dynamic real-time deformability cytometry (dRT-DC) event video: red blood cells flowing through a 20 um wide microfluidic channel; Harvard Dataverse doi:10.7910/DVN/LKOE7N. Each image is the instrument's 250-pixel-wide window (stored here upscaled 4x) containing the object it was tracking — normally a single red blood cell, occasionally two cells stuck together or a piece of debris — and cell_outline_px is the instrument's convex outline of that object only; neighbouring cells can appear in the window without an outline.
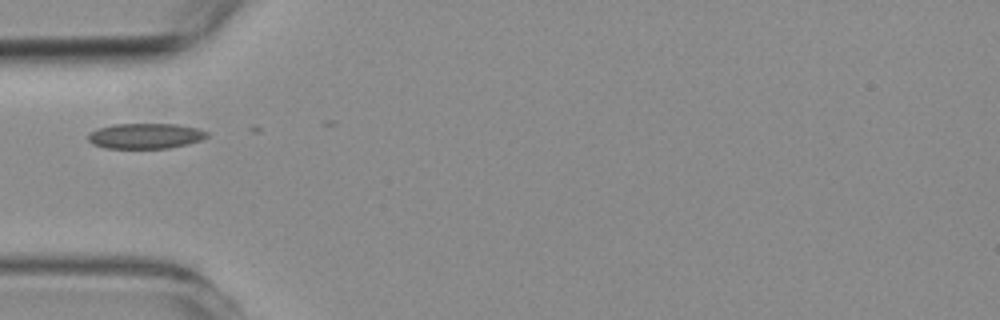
{"species": "common noctule bat (a hibernating species)", "species_latin": "Nyctalus noctula", "temperature_condition": "room temperature", "stored_images_in_passage": 8, "camera_frame_rate_fps": 3000, "um_per_image_px": 0.085, "animal": {"sex": "female", "body_mass_g": 19.3, "forearm_length_mm": 54.1}, "frame": {"image": 1, "passage_image": 1, "time_ms": 0.0, "image_size_px": [1000, 320], "cell_outline_px": [[208, 136], [200, 140], [168, 148], [104, 148], [92, 144], [88, 140], [88, 132], [96, 128], [112, 124], [176, 124], [196, 128], [208, 132]], "centroid_in_image_um": [12.28, 11.55], "position_along_channel_um": 72.7, "area_um2": 17.57}}
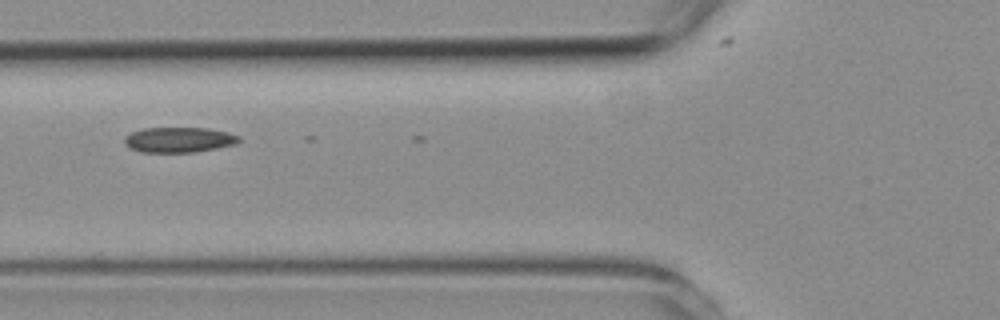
{"frame": {"image": 2, "passage_image": 4, "time_ms": 1.0, "image_size_px": [1000, 320], "cell_outline_px": [[240, 140], [236, 144], [196, 152], [140, 152], [124, 144], [124, 136], [132, 132], [144, 128], [208, 128], [228, 132], [240, 136]], "centroid_in_image_um": [15.21, 11.88], "position_along_channel_um": 110.6, "area_um2": 16.88}}